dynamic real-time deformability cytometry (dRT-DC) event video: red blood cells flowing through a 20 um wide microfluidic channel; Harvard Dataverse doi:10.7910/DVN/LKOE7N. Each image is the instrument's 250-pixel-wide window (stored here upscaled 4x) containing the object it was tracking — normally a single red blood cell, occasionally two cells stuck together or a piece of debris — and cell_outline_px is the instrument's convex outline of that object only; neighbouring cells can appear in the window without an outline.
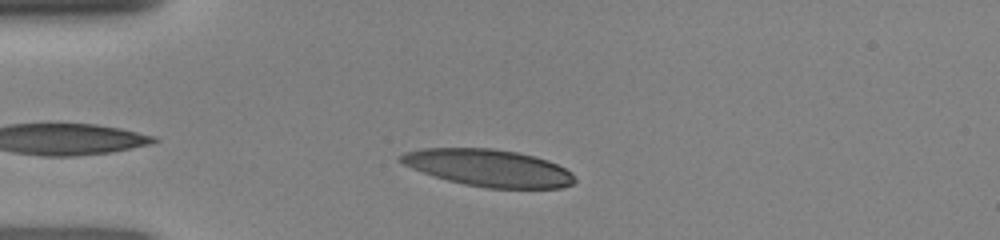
{"species": "human", "species_latin": "Homo sapiens", "temperature_condition": "room temperature", "stored_images_in_passage": 33, "camera_frame_rate_fps": 3000, "um_per_image_px": 0.085, "donor": {"sex": "female"}, "frame": {"image": 1, "passage_image": 5, "time_ms": 1.333, "image_size_px": [1000, 240], "cell_outline_px": [[576, 180], [572, 184], [560, 188], [484, 188], [464, 184], [448, 180], [412, 168], [396, 160], [404, 152], [420, 148], [492, 148], [516, 152], [536, 156], [548, 160], [572, 172], [576, 176]], "centroid_in_image_um": [41.54, 14.26], "position_along_channel_um": 43.5, "area_um2": 37.63}}
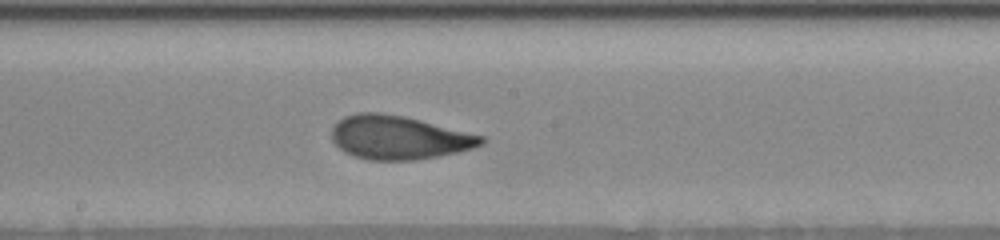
{"frame": {"image": 2, "passage_image": 19, "time_ms": 6.0, "image_size_px": [1000, 240], "cell_outline_px": [[484, 144], [472, 148], [440, 156], [416, 160], [368, 160], [344, 152], [332, 140], [332, 124], [344, 116], [356, 112], [380, 112], [404, 116], [484, 136]], "centroid_in_image_um": [33.86, 11.68], "position_along_channel_um": 214.3, "area_um2": 38.09}}
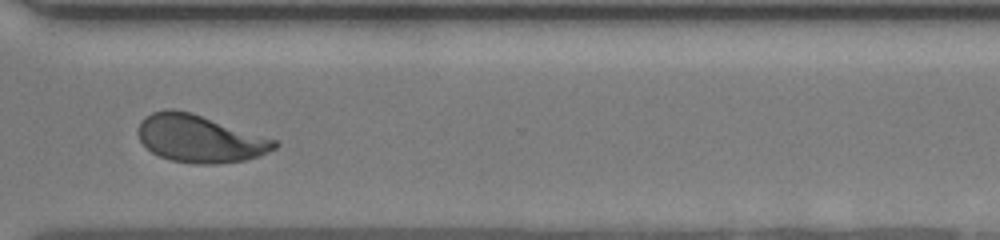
{"frame": {"image": 3, "passage_image": 29, "time_ms": 9.333, "image_size_px": [1000, 240], "cell_outline_px": [[280, 144], [276, 148], [268, 152], [244, 160], [216, 164], [196, 164], [172, 160], [160, 156], [152, 152], [140, 140], [136, 132], [136, 128], [140, 120], [144, 116], [152, 112], [168, 108], [172, 108], [192, 112], [280, 140]], "centroid_in_image_um": [16.99, 11.76], "position_along_channel_um": 353.6, "area_um2": 38.26}}